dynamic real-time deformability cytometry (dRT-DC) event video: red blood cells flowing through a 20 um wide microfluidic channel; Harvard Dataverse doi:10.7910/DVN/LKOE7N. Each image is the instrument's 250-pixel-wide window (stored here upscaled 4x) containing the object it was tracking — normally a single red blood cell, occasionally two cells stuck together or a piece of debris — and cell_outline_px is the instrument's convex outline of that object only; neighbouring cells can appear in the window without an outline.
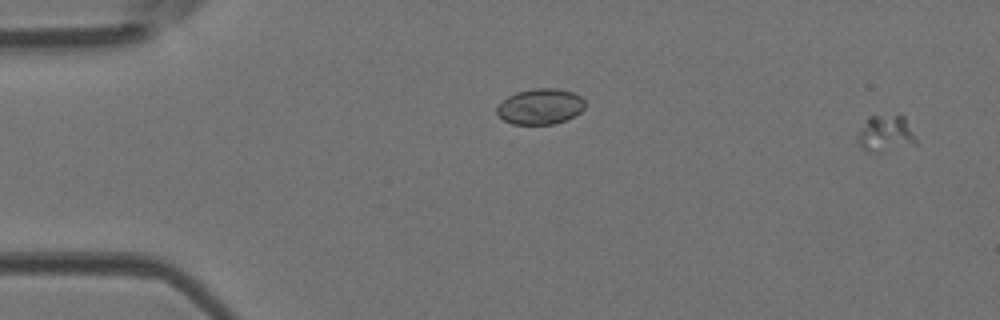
{"species": "Egyptian fruit bat (a non-hibernating species)", "species_latin": "Rousettus aegyptiacus", "temperature_condition": "room temperature", "stored_images_in_passage": 4, "camera_frame_rate_fps": 3000, "um_per_image_px": 0.085, "animal": {"sex": "female"}, "frame": {"image": 1, "passage_image": 4, "time_ms": 1.0, "image_size_px": [1000, 320], "cell_outline_px": [[916, 144], [880, 152], [868, 152], [860, 148], [860, 132], [868, 116], [904, 116], [916, 140]], "centroid_in_image_um": [75.29, 11.38], "position_along_channel_um": 9.7, "area_um2": 11.91}}